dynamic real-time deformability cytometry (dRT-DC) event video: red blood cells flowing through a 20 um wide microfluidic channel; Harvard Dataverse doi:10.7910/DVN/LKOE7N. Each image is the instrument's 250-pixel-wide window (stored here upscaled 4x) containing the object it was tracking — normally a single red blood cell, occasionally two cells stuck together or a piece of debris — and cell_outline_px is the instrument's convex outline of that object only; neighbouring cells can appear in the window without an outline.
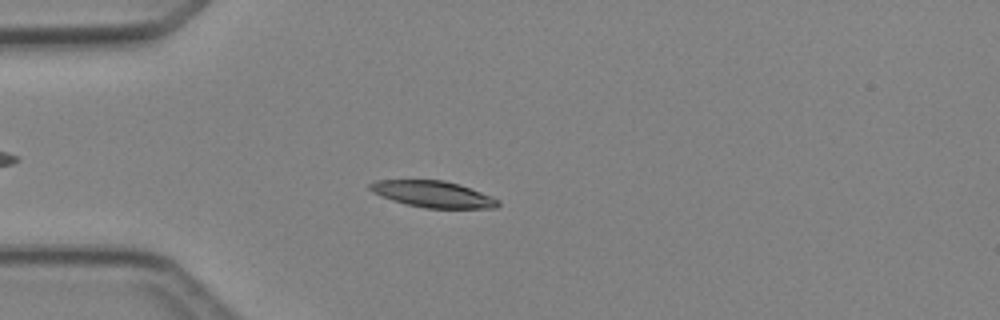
{"species": "Egyptian fruit bat (a non-hibernating species)", "species_latin": "Rousettus aegyptiacus", "temperature_condition": "cold", "stored_images_in_passage": 4, "camera_frame_rate_fps": 3000, "um_per_image_px": 0.085, "animal": {"sex": "female"}, "frame": {"image": 1, "passage_image": 3, "time_ms": 2.333, "image_size_px": [1000, 320], "cell_outline_px": [[500, 204], [496, 208], [424, 208], [404, 204], [392, 200], [372, 192], [368, 188], [368, 184], [376, 180], [444, 180], [460, 184], [492, 196], [500, 200]], "centroid_in_image_um": [36.81, 16.5], "position_along_channel_um": 48.2, "area_um2": 19.88}}